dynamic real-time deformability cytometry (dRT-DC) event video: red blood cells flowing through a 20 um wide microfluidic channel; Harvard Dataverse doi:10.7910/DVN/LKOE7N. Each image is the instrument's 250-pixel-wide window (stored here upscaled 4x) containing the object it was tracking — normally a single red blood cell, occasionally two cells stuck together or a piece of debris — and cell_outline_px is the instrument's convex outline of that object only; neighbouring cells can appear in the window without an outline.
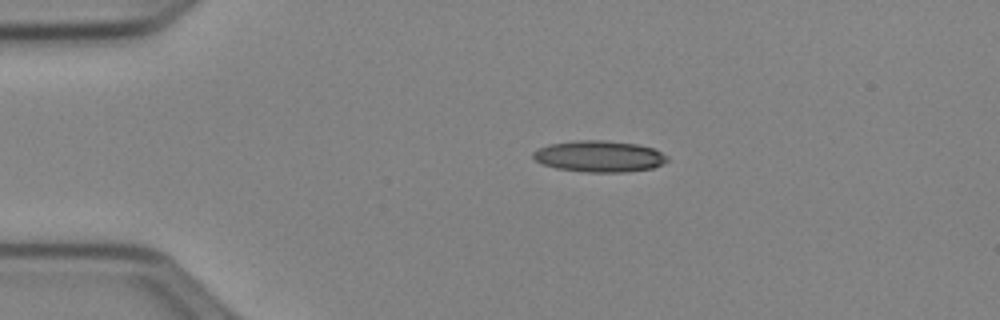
{"species": "Egyptian fruit bat (a non-hibernating species)", "species_latin": "Rousettus aegyptiacus", "temperature_condition": "cold", "stored_images_in_passage": 42, "camera_frame_rate_fps": 3000, "um_per_image_px": 0.085, "animal": {"sex": "female"}, "frame": {"image": 1, "passage_image": 1, "time_ms": 0.0, "image_size_px": [1000, 320], "cell_outline_px": [[668, 160], [652, 168], [628, 172], [588, 172], [556, 168], [544, 164], [536, 160], [532, 156], [532, 152], [536, 148], [548, 144], [572, 140], [604, 140], [636, 144], [652, 148], [668, 156]], "centroid_in_image_um": [50.89, 13.28], "position_along_channel_um": 34.1, "area_um2": 24.51}}
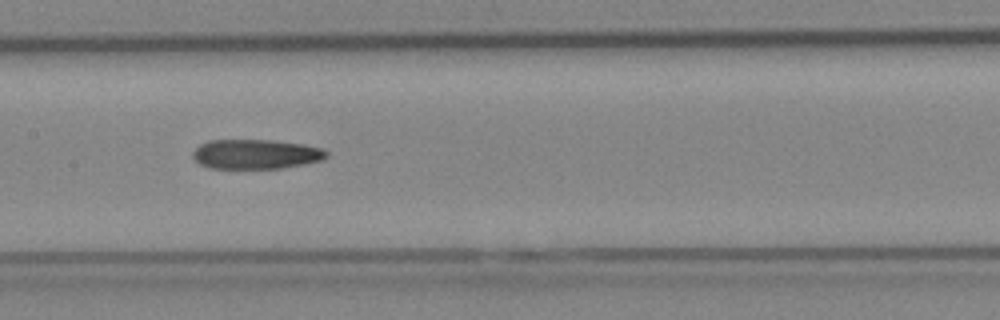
{"frame": {"image": 2, "passage_image": 16, "time_ms": 5.0, "image_size_px": [1000, 320], "cell_outline_px": [[328, 156], [320, 160], [304, 164], [284, 168], [208, 168], [200, 164], [192, 156], [192, 152], [200, 144], [208, 140], [272, 140], [304, 144], [320, 148], [328, 152]], "centroid_in_image_um": [21.73, 13.1], "position_along_channel_um": 185.7, "area_um2": 23.06}}
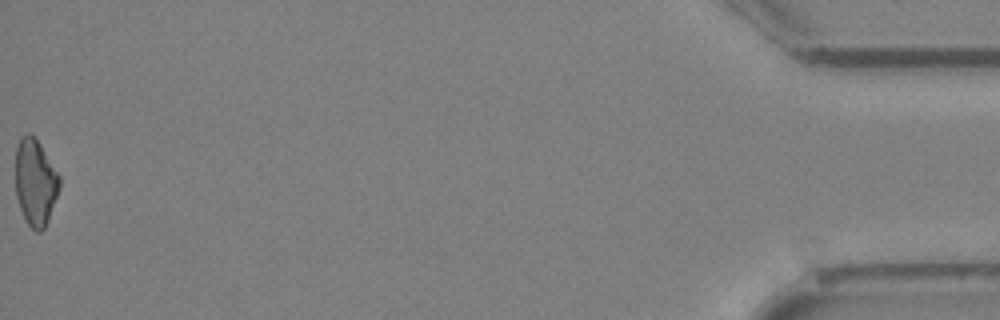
{"frame": {"image": 3, "passage_image": 42, "time_ms": 13.667, "image_size_px": [1000, 320], "cell_outline_px": [[60, 188], [48, 220], [44, 228], [40, 232], [36, 232], [24, 220], [16, 196], [16, 148], [20, 136], [28, 132], [40, 144], [60, 176]], "centroid_in_image_um": [3.0, 15.51], "position_along_channel_um": 432.2, "area_um2": 22.2}}